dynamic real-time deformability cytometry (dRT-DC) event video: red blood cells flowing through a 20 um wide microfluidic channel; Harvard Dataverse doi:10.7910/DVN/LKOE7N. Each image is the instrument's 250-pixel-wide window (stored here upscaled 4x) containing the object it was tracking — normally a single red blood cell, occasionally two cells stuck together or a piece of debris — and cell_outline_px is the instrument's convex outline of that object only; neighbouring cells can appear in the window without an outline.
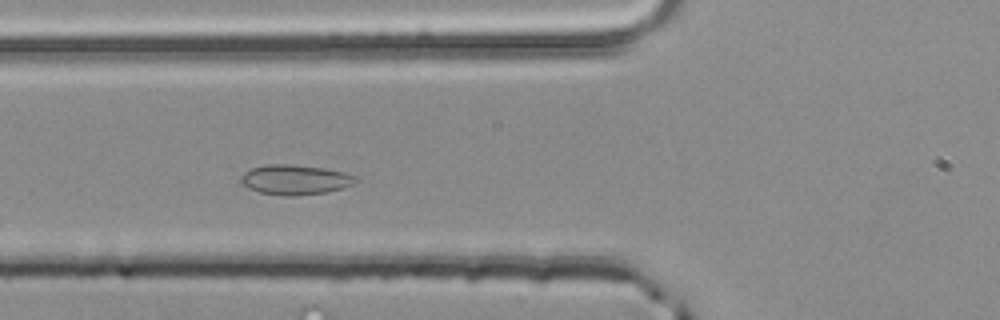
{"species": "common noctule bat (a hibernating species)", "species_latin": "Nyctalus noctula", "temperature_condition": "room temperature", "stored_images_in_passage": 46, "camera_frame_rate_fps": 3000, "um_per_image_px": 0.085, "animal": {"sex": "male", "body_mass_g": 20.4}, "frame": {"image": 1, "passage_image": 13, "time_ms": 4.0, "image_size_px": [1000, 320], "cell_outline_px": [[360, 180], [344, 188], [328, 192], [296, 196], [284, 196], [260, 192], [248, 188], [240, 184], [240, 176], [244, 172], [252, 168], [264, 164], [292, 164], [324, 168], [344, 172], [356, 176]], "centroid_in_image_um": [25.08, 15.27], "position_along_channel_um": 100.7, "area_um2": 20.35}}
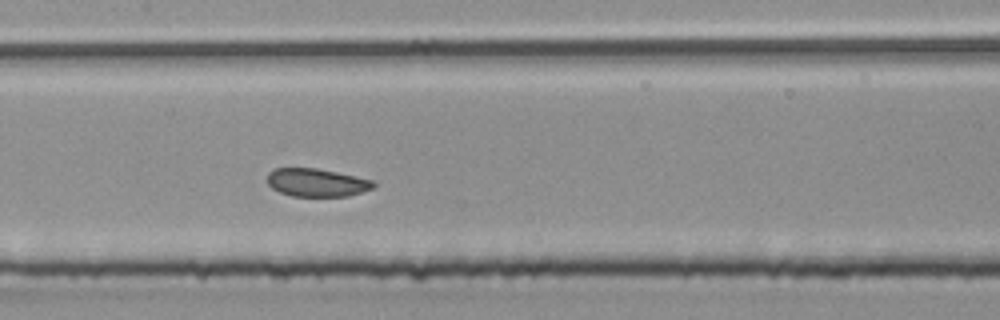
{"frame": {"image": 2, "passage_image": 19, "time_ms": 6.0, "image_size_px": [1000, 320], "cell_outline_px": [[376, 184], [372, 188], [348, 196], [292, 196], [280, 192], [272, 188], [268, 184], [268, 172], [272, 168], [316, 168], [336, 172], [372, 180]], "centroid_in_image_um": [26.88, 15.51], "position_along_channel_um": 180.5, "area_um2": 17.22}}
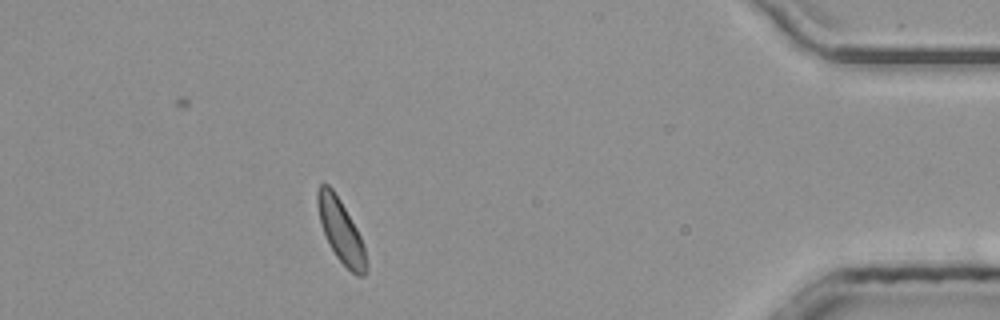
{"frame": {"image": 3, "passage_image": 40, "time_ms": 13.0, "image_size_px": [1000, 320], "cell_outline_px": [[368, 272], [364, 276], [356, 276], [336, 256], [324, 232], [320, 220], [316, 204], [316, 192], [320, 184], [328, 184], [332, 188], [340, 200], [356, 228], [360, 236], [364, 248], [368, 264]], "centroid_in_image_um": [28.98, 19.63], "position_along_channel_um": 406.2, "area_um2": 17.63}, "authors_computed_cell_mechanics": {"area_um2": 18.0625, "velocity_mm_per_s": 3.9757, "shape_relaxation_time_tau1_ms": null, "shape_relaxation_time_tau2_ms": 9.6075, "deformation_change_tau1": null, "deformation_change_tau2": 0.1712}}